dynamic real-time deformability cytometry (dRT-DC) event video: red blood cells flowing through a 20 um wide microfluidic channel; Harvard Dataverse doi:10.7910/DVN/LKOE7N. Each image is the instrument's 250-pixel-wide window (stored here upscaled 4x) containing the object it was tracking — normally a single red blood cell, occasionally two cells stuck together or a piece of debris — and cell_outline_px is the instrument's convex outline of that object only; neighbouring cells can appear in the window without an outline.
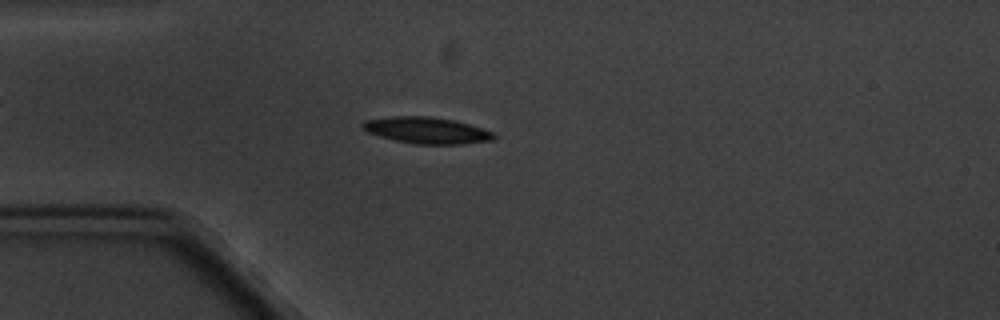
{"species": "common noctule bat (a hibernating species)", "species_latin": "Nyctalus noctula", "temperature_condition": "cold", "stored_images_in_passage": 5, "camera_frame_rate_fps": 3000, "um_per_image_px": 0.085, "animal": {"sex": "male", "body_mass_g": 20.1, "forearm_length_mm": 53.5}, "frame": {"image": 1, "passage_image": 3, "time_ms": 2.333, "image_size_px": [1000, 320], "cell_outline_px": [[496, 136], [492, 140], [464, 144], [416, 144], [396, 140], [380, 136], [368, 132], [360, 124], [364, 120], [392, 116], [432, 116], [456, 120], [484, 128], [496, 132]], "centroid_in_image_um": [36.33, 11.07], "position_along_channel_um": 48.7, "area_um2": 20.4}}